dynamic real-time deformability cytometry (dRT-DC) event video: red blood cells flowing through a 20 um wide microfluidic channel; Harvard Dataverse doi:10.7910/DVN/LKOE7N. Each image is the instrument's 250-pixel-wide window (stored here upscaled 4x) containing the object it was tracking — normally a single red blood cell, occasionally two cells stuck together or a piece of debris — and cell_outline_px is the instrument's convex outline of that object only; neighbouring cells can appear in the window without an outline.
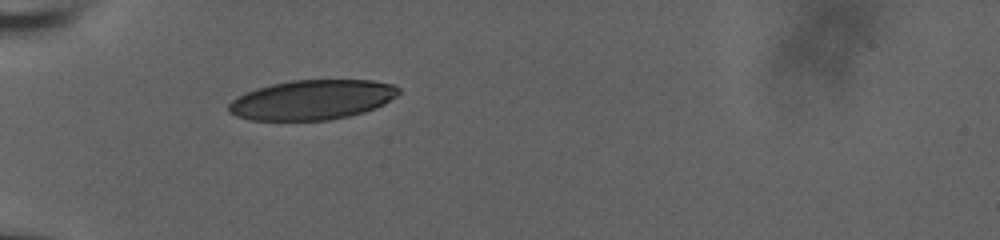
{"species": "human", "species_latin": "Homo sapiens", "temperature_condition": "room temperature", "stored_images_in_passage": 33, "camera_frame_rate_fps": 3000, "um_per_image_px": 0.085, "donor": {"sex": "male"}, "frame": {"image": 1, "passage_image": 1, "time_ms": 0.0, "image_size_px": [1000, 240], "cell_outline_px": [[400, 92], [396, 96], [384, 104], [376, 108], [364, 112], [348, 116], [328, 120], [248, 120], [236, 116], [228, 112], [228, 104], [236, 96], [244, 92], [256, 88], [272, 84], [292, 80], [372, 80], [392, 84], [400, 88]], "centroid_in_image_um": [26.5, 8.48], "position_along_channel_um": 58.5, "area_um2": 39.59}}
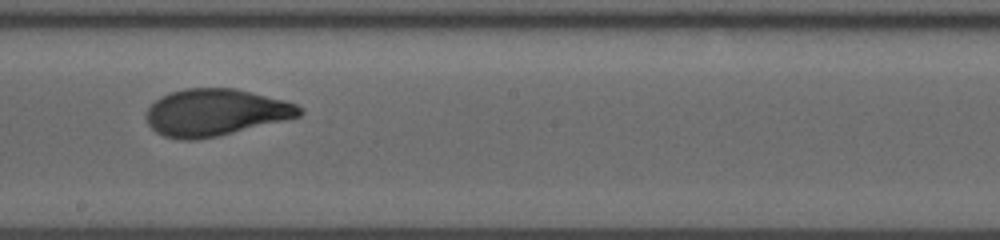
{"frame": {"image": 2, "passage_image": 16, "time_ms": 5.0, "image_size_px": [1000, 240], "cell_outline_px": [[304, 112], [300, 116], [284, 120], [216, 136], [196, 140], [180, 140], [164, 136], [156, 132], [148, 124], [144, 116], [144, 112], [160, 96], [168, 92], [184, 88], [236, 88], [284, 100], [296, 104], [304, 108]], "centroid_in_image_um": [18.27, 9.54], "position_along_channel_um": 229.9, "area_um2": 42.02}}
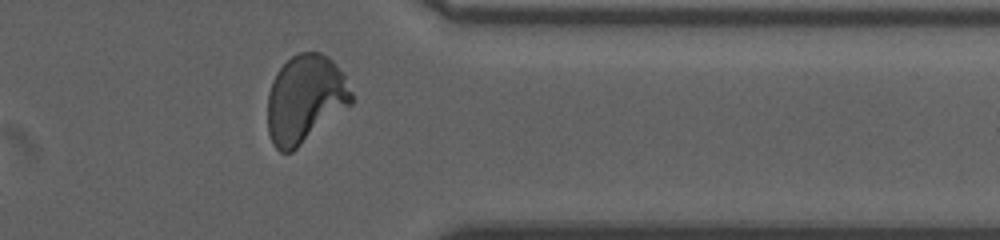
{"frame": {"image": 3, "passage_image": 29, "time_ms": 9.333, "image_size_px": [1000, 240], "cell_outline_px": [[352, 104], [292, 152], [280, 152], [272, 144], [268, 132], [268, 92], [272, 80], [276, 72], [292, 56], [300, 52], [320, 52], [328, 56], [344, 72], [352, 92]], "centroid_in_image_um": [25.94, 8.41], "position_along_channel_um": 385.5, "area_um2": 43.23}, "authors_computed_cell_mechanics": {"area_um2": 41.7894, "velocity_mm_per_s": 3.7161, "shape_relaxation_time_tau1_ms": 5.1456, "shape_relaxation_time_tau2_ms": null, "deformation_change_tau1": 0.1977, "deformation_change_tau2": null}}